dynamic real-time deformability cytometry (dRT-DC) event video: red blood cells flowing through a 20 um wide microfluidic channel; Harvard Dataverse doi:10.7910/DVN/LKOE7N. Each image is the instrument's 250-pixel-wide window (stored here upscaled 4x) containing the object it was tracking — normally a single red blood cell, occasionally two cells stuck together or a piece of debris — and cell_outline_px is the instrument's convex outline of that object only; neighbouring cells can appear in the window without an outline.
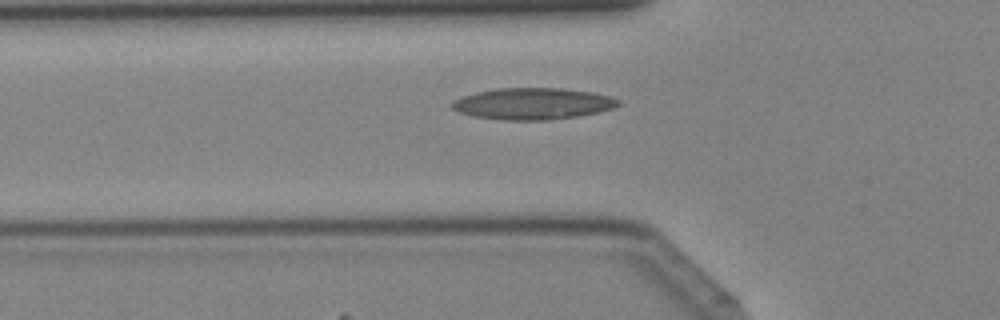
{"species": "Egyptian fruit bat (a non-hibernating species)", "species_latin": "Rousettus aegyptiacus", "temperature_condition": "cold", "stored_images_in_passage": 30, "camera_frame_rate_fps": 3000, "um_per_image_px": 0.085, "animal": {"sex": "female"}, "frame": {"image": 1, "passage_image": 2, "time_ms": 0.333, "image_size_px": [1000, 320], "cell_outline_px": [[620, 104], [612, 108], [600, 112], [576, 116], [548, 120], [500, 120], [472, 116], [460, 112], [452, 108], [448, 104], [452, 100], [476, 92], [496, 88], [560, 88], [592, 92], [608, 96], [620, 100]], "centroid_in_image_um": [45.24, 8.81], "position_along_channel_um": 80.6, "area_um2": 30.63}}
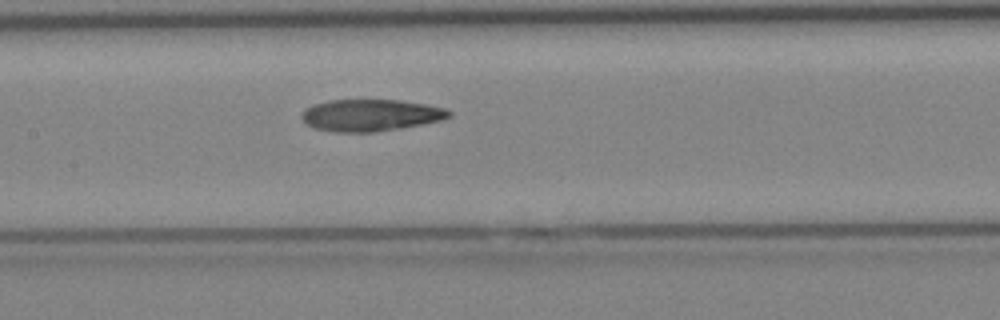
{"frame": {"image": 2, "passage_image": 8, "time_ms": 2.333, "image_size_px": [1000, 320], "cell_outline_px": [[452, 116], [440, 120], [424, 124], [400, 128], [372, 132], [336, 132], [312, 128], [300, 116], [304, 108], [312, 104], [328, 100], [400, 100], [424, 104], [444, 108], [452, 112]], "centroid_in_image_um": [31.47, 9.79], "position_along_channel_um": 175.9, "area_um2": 27.4}}
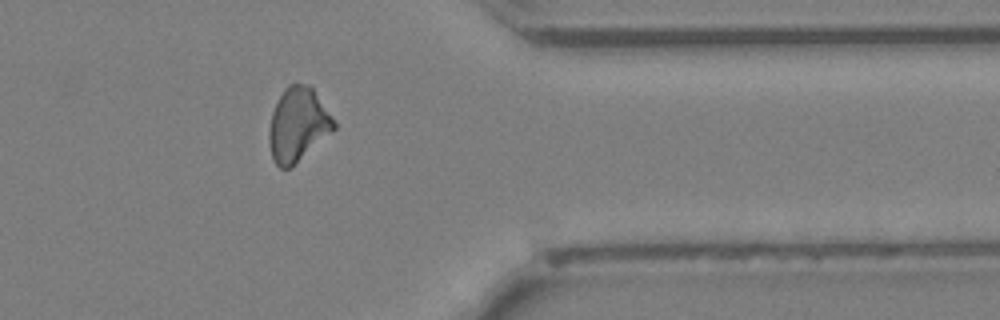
{"frame": {"image": 3, "passage_image": 22, "time_ms": 7.0, "image_size_px": [1000, 320], "cell_outline_px": [[336, 128], [332, 132], [292, 168], [280, 168], [276, 164], [272, 156], [268, 140], [268, 132], [272, 112], [280, 96], [288, 84], [308, 84], [312, 88], [336, 124]], "centroid_in_image_um": [25.3, 10.63], "position_along_channel_um": 386.1, "area_um2": 27.63}}